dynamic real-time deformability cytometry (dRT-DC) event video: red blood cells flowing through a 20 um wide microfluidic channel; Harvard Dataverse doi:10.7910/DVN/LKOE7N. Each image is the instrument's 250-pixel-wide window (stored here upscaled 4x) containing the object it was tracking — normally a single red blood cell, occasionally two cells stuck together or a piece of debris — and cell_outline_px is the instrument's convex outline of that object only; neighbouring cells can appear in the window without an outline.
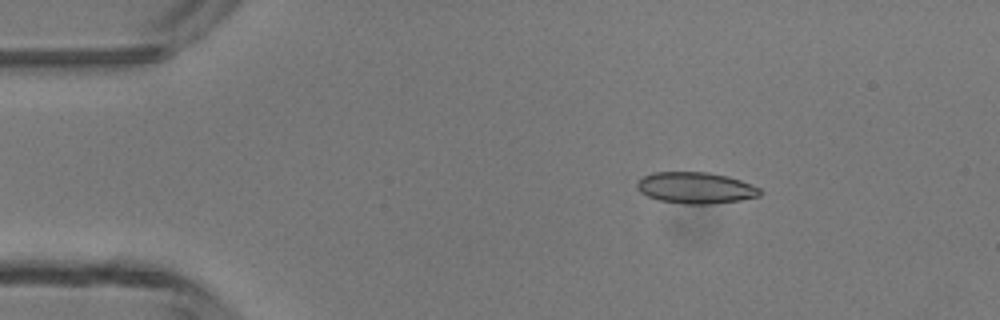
{"species": "common noctule bat (a hibernating species)", "species_latin": "Nyctalus noctula", "temperature_condition": "room temperature", "stored_images_in_passage": 3, "camera_frame_rate_fps": 3000, "um_per_image_px": 0.085, "animal": {"sex": "male", "body_mass_g": 13.3}, "frame": {"image": 1, "passage_image": 1, "time_ms": 0.0, "image_size_px": [1000, 320], "cell_outline_px": [[760, 196], [740, 200], [708, 204], [684, 204], [660, 200], [648, 196], [640, 192], [636, 188], [636, 184], [644, 176], [652, 172], [708, 172], [728, 176], [740, 180], [760, 188]], "centroid_in_image_um": [59.12, 15.96], "position_along_channel_um": 25.9, "area_um2": 22.37}}
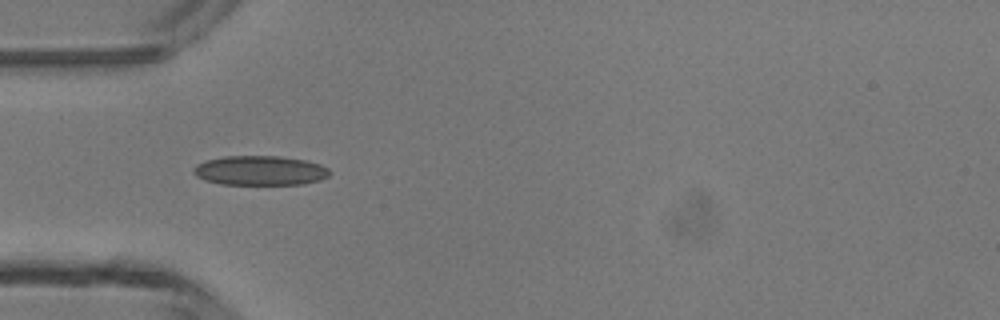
{"frame": {"image": 2, "passage_image": 3, "time_ms": 2.333, "image_size_px": [1000, 320], "cell_outline_px": [[328, 176], [320, 180], [304, 184], [220, 184], [204, 180], [196, 176], [192, 172], [192, 168], [196, 164], [204, 160], [224, 156], [280, 156], [304, 160], [320, 164], [328, 168]], "centroid_in_image_um": [22.05, 14.49], "position_along_channel_um": 63.0, "area_um2": 23.52}}